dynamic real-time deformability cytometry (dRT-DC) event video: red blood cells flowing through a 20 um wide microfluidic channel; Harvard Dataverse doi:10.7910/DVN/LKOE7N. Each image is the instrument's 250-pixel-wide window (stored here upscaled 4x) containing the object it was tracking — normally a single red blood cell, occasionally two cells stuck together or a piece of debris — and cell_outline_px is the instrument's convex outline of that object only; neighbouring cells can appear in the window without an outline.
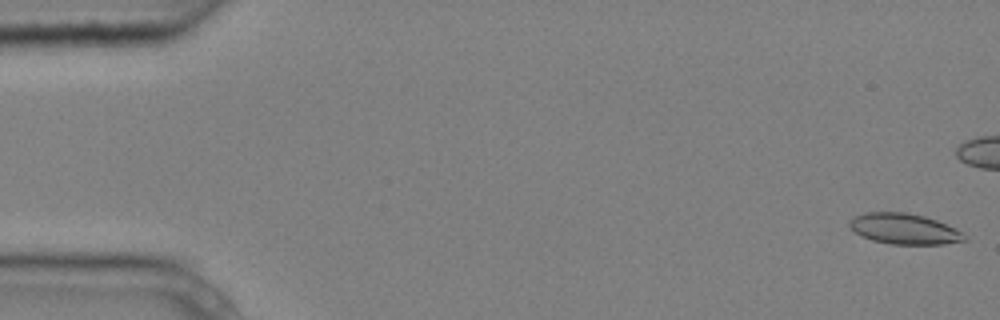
{"species": "common noctule bat (a hibernating species)", "species_latin": "Nyctalus noctula", "temperature_condition": "cold", "stored_images_in_passage": 5, "segment_of_instrument_passage": [2, 2], "camera_frame_rate_fps": 3000, "um_per_image_px": 0.085, "animal": {"sex": "male", "body_mass_g": 20.4}, "frame": {"image": 1, "passage_image": 5, "time_ms": 1.333, "image_size_px": [1000, 320], "cell_outline_px": [[968, 240], [944, 244], [892, 244], [872, 240], [856, 232], [848, 224], [856, 216], [864, 212], [908, 212], [924, 216], [936, 220], [956, 228], [968, 236]], "centroid_in_image_um": [76.93, 19.45], "position_along_channel_um": 8.1, "area_um2": 20.46}}